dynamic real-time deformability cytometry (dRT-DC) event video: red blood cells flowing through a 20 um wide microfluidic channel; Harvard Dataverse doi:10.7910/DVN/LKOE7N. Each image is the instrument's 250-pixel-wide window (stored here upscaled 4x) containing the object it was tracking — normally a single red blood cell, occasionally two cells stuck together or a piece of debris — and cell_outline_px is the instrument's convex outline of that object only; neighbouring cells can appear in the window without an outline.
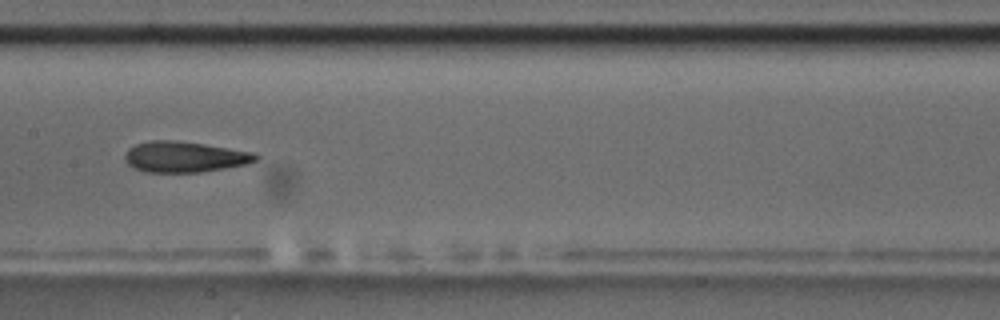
{"species": "common noctule bat (a hibernating species)", "species_latin": "Nyctalus noctula", "temperature_condition": "room temperature", "stored_images_in_passage": 7, "camera_frame_rate_fps": 3000, "um_per_image_px": 0.085, "animal": {"sex": "male", "body_mass_g": 17.5, "forearm_length_mm": 52.3}, "frame": {"image": 1, "passage_image": 7, "time_ms": 7.0, "image_size_px": [1000, 320], "cell_outline_px": [[260, 156], [256, 160], [248, 164], [200, 172], [144, 172], [132, 168], [124, 160], [124, 156], [128, 148], [136, 144], [148, 140], [176, 140], [204, 144], [252, 152]], "centroid_in_image_um": [15.64, 13.33], "position_along_channel_um": 191.8, "area_um2": 23.58}}